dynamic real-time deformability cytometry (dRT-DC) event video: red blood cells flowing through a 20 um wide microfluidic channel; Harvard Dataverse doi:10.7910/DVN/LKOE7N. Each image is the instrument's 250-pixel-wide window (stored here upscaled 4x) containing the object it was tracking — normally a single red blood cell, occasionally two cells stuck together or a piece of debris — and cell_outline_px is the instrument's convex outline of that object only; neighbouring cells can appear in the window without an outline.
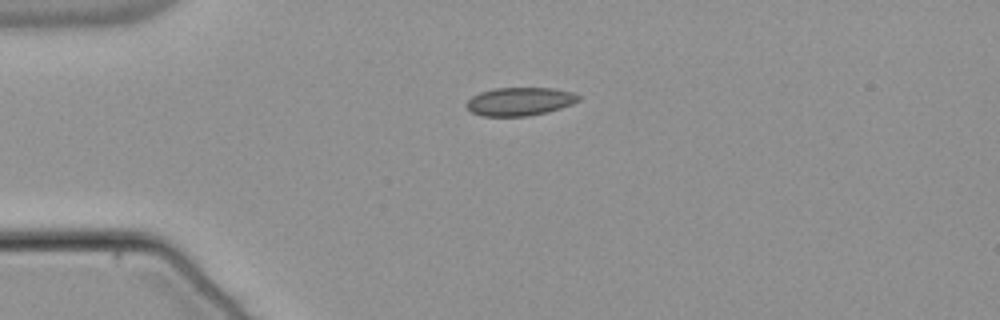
{"species": "common noctule bat (a hibernating species)", "species_latin": "Nyctalus noctula", "temperature_condition": "warm", "stored_images_in_passage": 41, "camera_frame_rate_fps": 3000, "um_per_image_px": 0.085, "animal": {"sex": "male", "body_mass_g": 21.5, "forearm_length_mm": 52.0}, "frame": {"image": 1, "passage_image": 1, "time_ms": 0.0, "image_size_px": [1000, 320], "cell_outline_px": [[580, 100], [572, 104], [548, 112], [528, 116], [480, 116], [472, 112], [464, 104], [472, 96], [480, 92], [496, 88], [552, 88], [572, 92], [580, 96]], "centroid_in_image_um": [44.17, 8.63], "position_along_channel_um": 40.8, "area_um2": 18.5}}
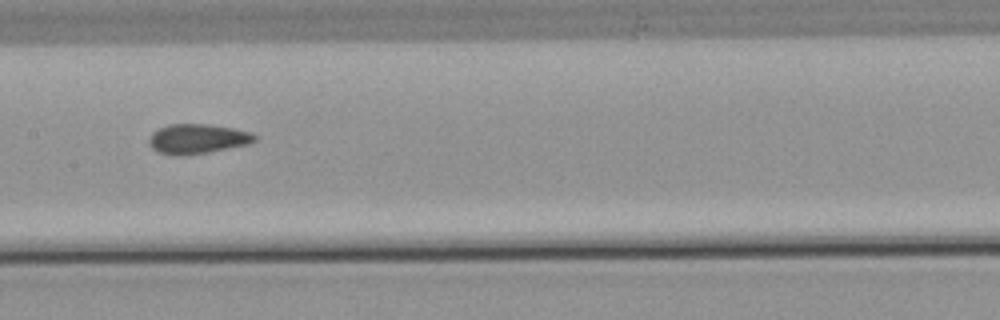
{"frame": {"image": 2, "passage_image": 15, "time_ms": 4.667, "image_size_px": [1000, 320], "cell_outline_px": [[256, 140], [248, 144], [188, 156], [172, 156], [156, 152], [148, 144], [148, 140], [152, 132], [168, 124], [208, 124], [232, 128], [252, 132], [256, 136]], "centroid_in_image_um": [16.73, 11.82], "position_along_channel_um": 190.7, "area_um2": 18.55}}
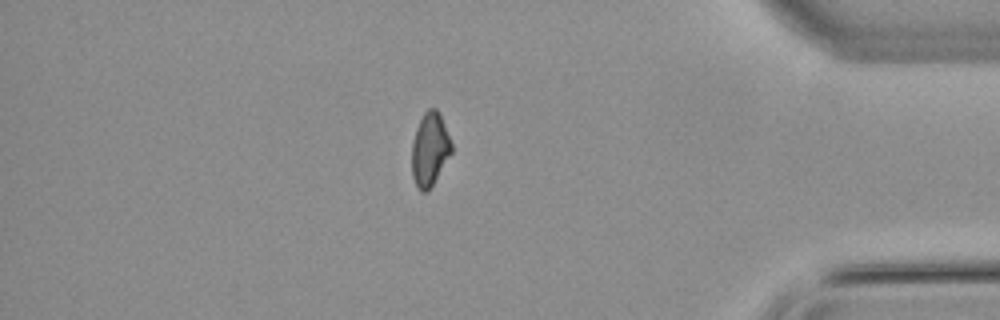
{"frame": {"image": 3, "passage_image": 34, "time_ms": 11.0, "image_size_px": [1000, 320], "cell_outline_px": [[452, 152], [428, 192], [420, 192], [412, 176], [412, 144], [416, 128], [424, 112], [428, 108], [436, 108], [440, 112], [452, 144]], "centroid_in_image_um": [36.53, 12.68], "position_along_channel_um": 398.7, "area_um2": 16.99}, "authors_computed_cell_mechanics": {"area_um2": 17.8602, "velocity_mm_per_s": 3.8219, "shape_relaxation_time_tau1_ms": null, "shape_relaxation_time_tau2_ms": 2.4484, "deformation_change_tau1": null, "deformation_change_tau2": 0.0777}}